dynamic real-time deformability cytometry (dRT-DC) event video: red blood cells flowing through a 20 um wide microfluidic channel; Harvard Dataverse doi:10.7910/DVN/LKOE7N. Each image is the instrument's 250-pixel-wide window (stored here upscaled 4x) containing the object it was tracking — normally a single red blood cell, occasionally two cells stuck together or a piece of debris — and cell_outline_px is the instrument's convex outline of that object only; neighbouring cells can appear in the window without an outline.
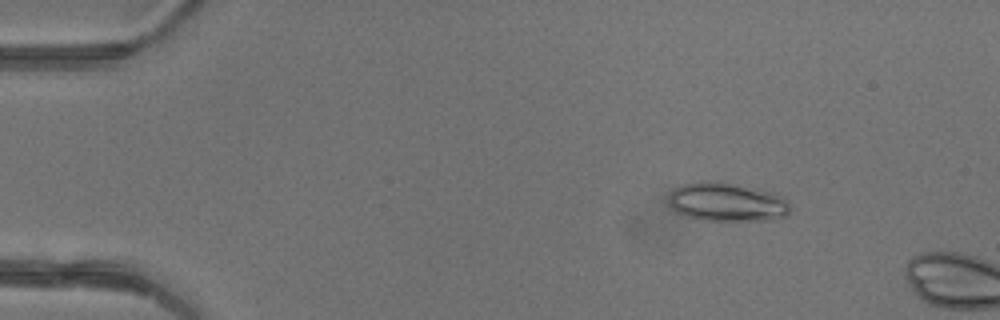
{"species": "common noctule bat (a hibernating species)", "species_latin": "Nyctalus noctula", "temperature_condition": "warm", "stored_images_in_passage": 5, "camera_frame_rate_fps": 3000, "um_per_image_px": 0.085, "animal": {"sex": "female"}, "frame": {"image": 1, "passage_image": 3, "time_ms": 0.667, "image_size_px": [1000, 320], "cell_outline_px": [[792, 208], [788, 216], [772, 220], [704, 220], [688, 216], [676, 212], [668, 204], [668, 196], [672, 188], [684, 184], [700, 180], [720, 180], [776, 192], [784, 196], [788, 200]], "centroid_in_image_um": [61.83, 17.14], "position_along_channel_um": 23.2, "area_um2": 28.38}}